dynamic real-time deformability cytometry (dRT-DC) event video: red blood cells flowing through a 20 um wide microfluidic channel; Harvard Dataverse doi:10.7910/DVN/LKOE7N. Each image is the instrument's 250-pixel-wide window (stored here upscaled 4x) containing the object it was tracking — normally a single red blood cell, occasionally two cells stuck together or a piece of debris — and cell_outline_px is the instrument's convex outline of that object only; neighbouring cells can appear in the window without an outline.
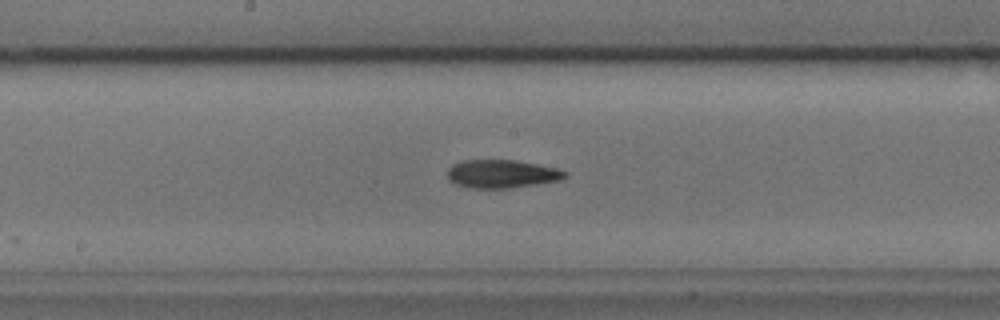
{"species": "common noctule bat (a hibernating species)", "species_latin": "Nyctalus noctula", "temperature_condition": "cold", "stored_images_in_passage": 44, "camera_frame_rate_fps": 3000, "um_per_image_px": 0.085, "animal": {"sex": "male", "body_mass_g": 17.9, "forearm_length_mm": 54.2}, "frame": {"image": 1, "passage_image": 17, "time_ms": 5.333, "image_size_px": [1000, 320], "cell_outline_px": [[568, 176], [560, 180], [512, 188], [472, 188], [456, 184], [448, 180], [448, 168], [452, 164], [464, 160], [516, 160], [540, 164], [556, 168], [568, 172]], "centroid_in_image_um": [42.67, 14.77], "position_along_channel_um": 205.5, "area_um2": 19.48}}
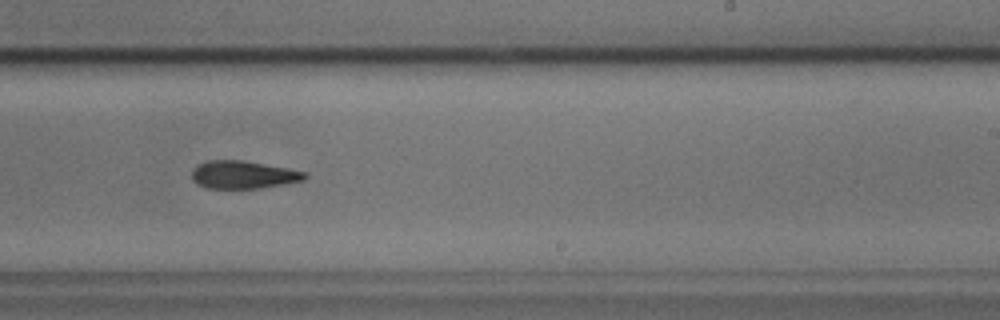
{"frame": {"image": 2, "passage_image": 22, "time_ms": 7.0, "image_size_px": [1000, 320], "cell_outline_px": [[308, 176], [304, 180], [284, 184], [260, 188], [208, 188], [196, 184], [192, 180], [192, 168], [196, 164], [208, 160], [244, 160], [288, 168], [308, 172]], "centroid_in_image_um": [20.67, 14.84], "position_along_channel_um": 268.3, "area_um2": 18.55}}
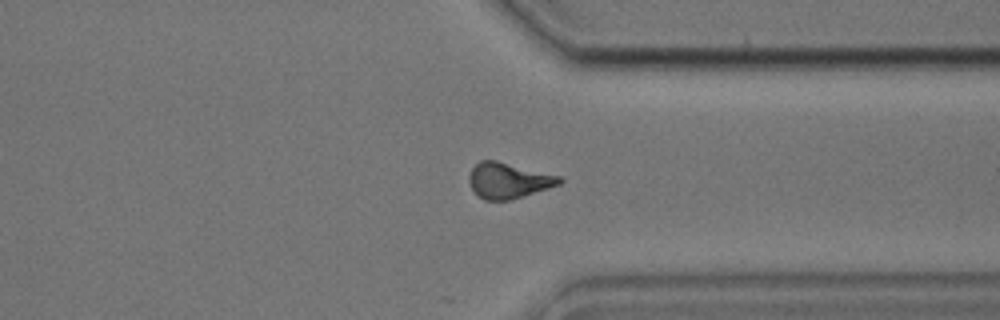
{"frame": {"image": 3, "passage_image": 30, "time_ms": 9.667, "image_size_px": [1000, 320], "cell_outline_px": [[564, 180], [560, 184], [548, 188], [508, 200], [484, 200], [472, 188], [468, 180], [468, 176], [472, 168], [480, 160], [496, 160], [560, 176]], "centroid_in_image_um": [43.2, 15.33], "position_along_channel_um": 368.2, "area_um2": 18.5}, "authors_computed_cell_mechanics": {"area_um2": 18.8139, "velocity_mm_per_s": 3.7794, "shape_relaxation_time_tau1_ms": 7.4172, "shape_relaxation_time_tau2_ms": 7.731, "deformation_change_tau1": 0.1861, "deformation_change_tau2": 0.1955}}